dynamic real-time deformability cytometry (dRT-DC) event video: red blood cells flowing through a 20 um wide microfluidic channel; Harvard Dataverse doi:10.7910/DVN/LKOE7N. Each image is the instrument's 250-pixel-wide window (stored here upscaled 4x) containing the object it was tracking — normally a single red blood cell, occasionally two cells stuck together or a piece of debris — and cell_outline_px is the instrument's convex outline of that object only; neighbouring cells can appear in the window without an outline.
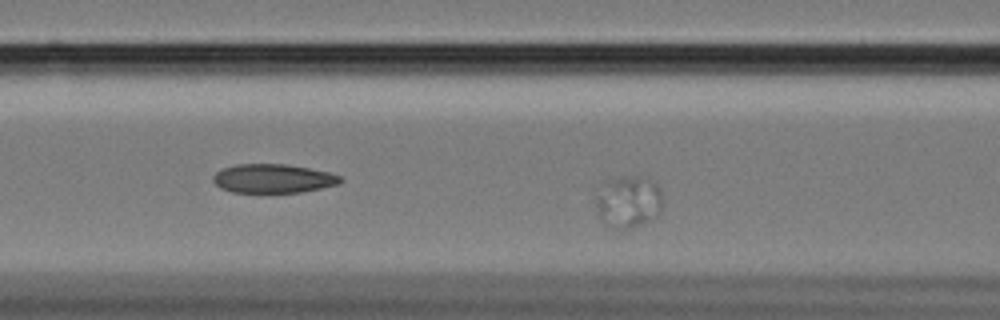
{"species": "Egyptian fruit bat (a non-hibernating species)", "species_latin": "Rousettus aegyptiacus", "temperature_condition": "cold", "stored_images_in_passage": 48, "camera_frame_rate_fps": 3000, "um_per_image_px": 0.085, "animal": {"sex": "female"}, "frame": {"image": 1, "passage_image": 17, "time_ms": 5.333, "image_size_px": [1000, 320], "cell_outline_px": [[660, 212], [656, 216], [632, 228], [616, 228], [600, 220], [596, 216], [592, 196], [604, 180], [616, 176], [640, 176], [652, 180], [660, 188]], "centroid_in_image_um": [53.28, 17.1], "position_along_channel_um": 113.3, "area_um2": 20.87}}
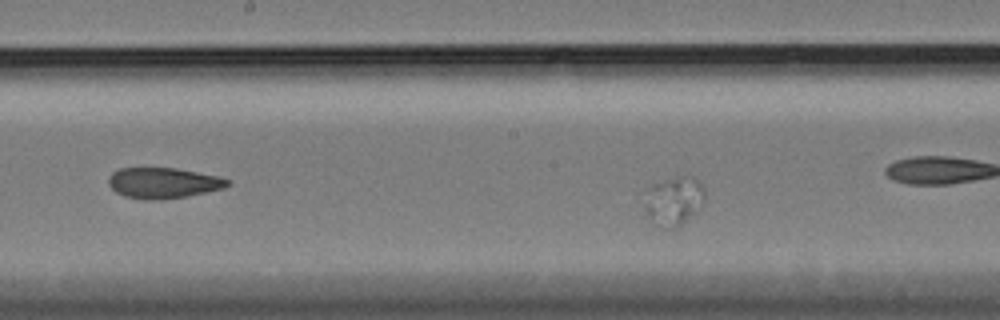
{"frame": {"image": 2, "passage_image": 25, "time_ms": 8.0, "image_size_px": [1000, 320], "cell_outline_px": [[704, 204], [696, 212], [672, 232], [660, 228], [648, 216], [636, 192], [652, 184], [664, 180], [680, 176], [692, 176], [700, 180], [704, 188]], "centroid_in_image_um": [57.16, 17.08], "position_along_channel_um": 191.0, "area_um2": 18.44}}
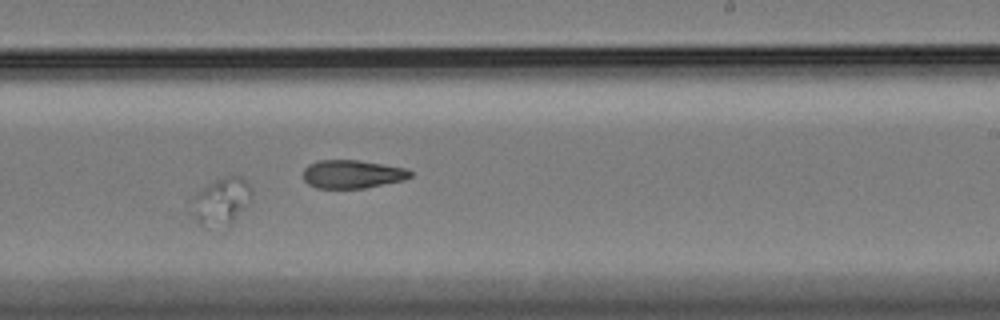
{"frame": {"image": 3, "passage_image": 33, "time_ms": 10.667, "image_size_px": [1000, 320], "cell_outline_px": [[252, 200], [232, 224], [224, 232], [212, 232], [204, 228], [196, 220], [192, 212], [196, 192], [220, 180], [232, 176], [240, 176], [248, 184], [252, 192]], "centroid_in_image_um": [18.84, 17.29], "position_along_channel_um": 270.2, "area_um2": 16.88}}